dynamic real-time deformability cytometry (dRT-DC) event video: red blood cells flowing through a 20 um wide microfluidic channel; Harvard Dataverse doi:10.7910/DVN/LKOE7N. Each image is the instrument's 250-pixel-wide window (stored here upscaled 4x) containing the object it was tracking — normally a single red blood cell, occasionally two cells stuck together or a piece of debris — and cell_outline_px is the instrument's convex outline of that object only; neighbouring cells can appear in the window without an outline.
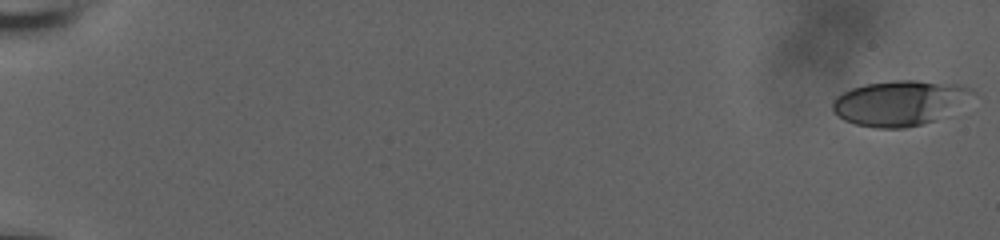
{"species": "human", "species_latin": "Homo sapiens", "temperature_condition": "room temperature", "stored_images_in_passage": 59, "camera_frame_rate_fps": 3000, "um_per_image_px": 0.085, "donor": {"sex": "male"}, "frame": {"image": 1, "passage_image": 1, "time_ms": 0.0, "image_size_px": [1000, 240], "cell_outline_px": [[976, 92], [932, 120], [920, 124], [904, 128], [876, 128], [856, 124], [844, 120], [832, 108], [832, 104], [836, 96], [852, 88], [864, 84], [896, 80], [916, 80], [960, 84], [972, 88]], "centroid_in_image_um": [76.39, 8.72], "position_along_channel_um": 8.6, "area_um2": 35.78}}
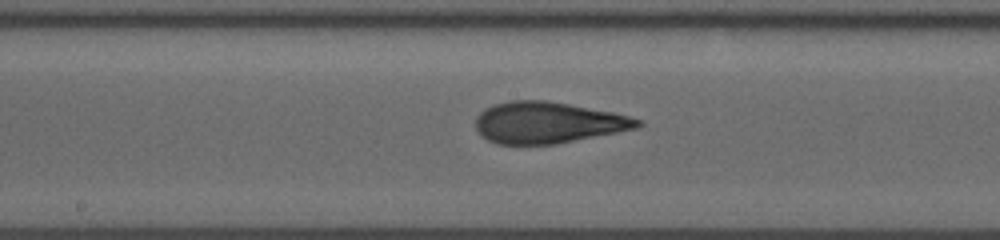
{"frame": {"image": 2, "passage_image": 34, "time_ms": 11.0, "image_size_px": [1000, 240], "cell_outline_px": [[644, 124], [636, 128], [556, 144], [500, 144], [488, 140], [476, 128], [476, 116], [484, 108], [496, 104], [512, 100], [544, 100], [568, 104], [612, 112], [628, 116], [640, 120]], "centroid_in_image_um": [46.55, 10.42], "position_along_channel_um": 201.7, "area_um2": 38.55}}
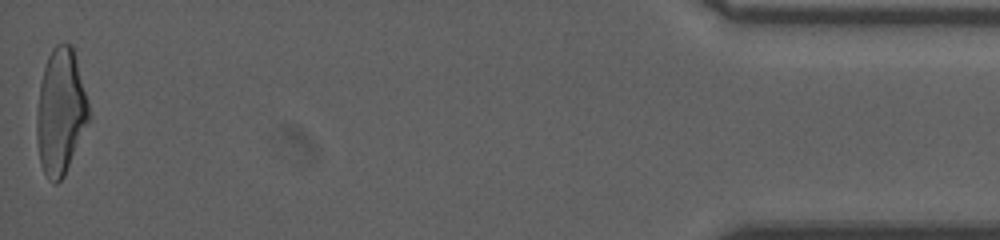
{"frame": {"image": 3, "passage_image": 59, "time_ms": 19.333, "image_size_px": [1000, 240], "cell_outline_px": [[92, 116], [64, 176], [56, 184], [52, 184], [48, 180], [44, 172], [40, 160], [36, 140], [36, 112], [40, 84], [44, 68], [48, 56], [52, 48], [56, 44], [72, 44], [88, 100]], "centroid_in_image_um": [5.16, 9.52], "position_along_channel_um": 430.0, "area_um2": 38.55}, "authors_computed_cell_mechanics": {"area_um2": 37.9746, "velocity_mm_per_s": 3.7351, "shape_relaxation_time_tau1_ms": 8.1272, "shape_relaxation_time_tau2_ms": 1.2139, "deformation_change_tau1": 0.2625, "deformation_change_tau2": 0.0919}}